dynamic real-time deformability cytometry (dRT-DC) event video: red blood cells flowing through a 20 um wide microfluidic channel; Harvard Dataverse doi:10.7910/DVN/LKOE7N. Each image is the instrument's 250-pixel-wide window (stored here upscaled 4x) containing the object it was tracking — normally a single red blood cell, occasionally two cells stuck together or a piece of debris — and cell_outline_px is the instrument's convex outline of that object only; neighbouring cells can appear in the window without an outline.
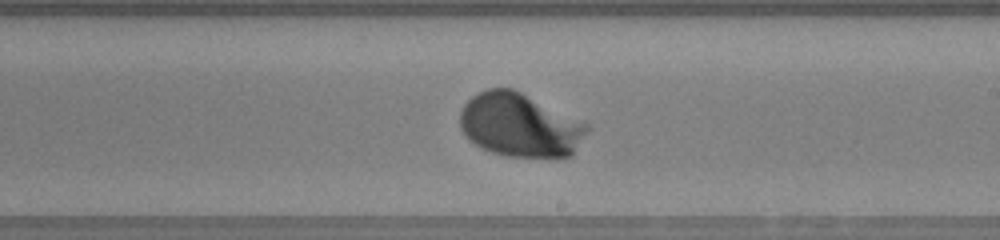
{"species": "human", "species_latin": "Homo sapiens", "temperature_condition": "warm", "stored_images_in_passage": 48, "camera_frame_rate_fps": 3000, "um_per_image_px": 0.085, "donor": {"sex": "female"}, "frame": {"image": 1, "passage_image": 27, "time_ms": 8.667, "image_size_px": [1000, 240], "cell_outline_px": [[588, 132], [572, 156], [508, 156], [492, 152], [468, 140], [460, 128], [460, 112], [464, 104], [472, 96], [488, 88], [512, 88], [588, 124]], "centroid_in_image_um": [44.17, 10.63], "position_along_channel_um": 244.8, "area_um2": 46.64}}
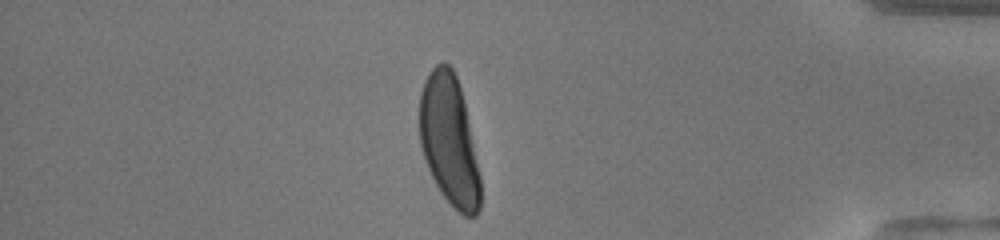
{"frame": {"image": 2, "passage_image": 41, "time_ms": 13.333, "image_size_px": [1000, 240], "cell_outline_px": [[480, 208], [476, 216], [464, 216], [440, 192], [424, 160], [420, 144], [420, 92], [424, 80], [428, 72], [436, 64], [444, 60], [452, 68], [456, 76], [460, 88], [464, 104], [480, 176]], "centroid_in_image_um": [38.16, 11.91], "position_along_channel_um": 397.0, "area_um2": 45.66}}
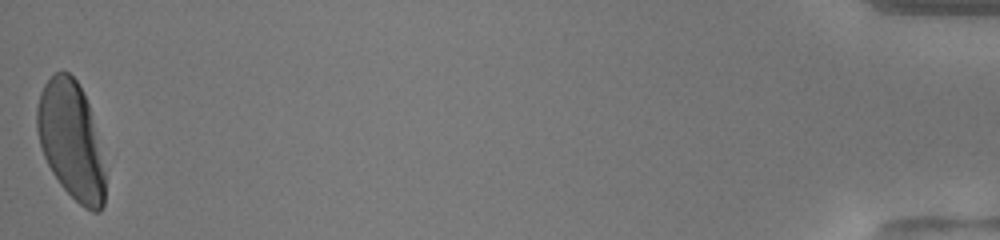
{"frame": {"image": 3, "passage_image": 48, "time_ms": 15.667, "image_size_px": [1000, 240], "cell_outline_px": [[104, 204], [100, 212], [92, 212], [84, 208], [60, 184], [52, 172], [44, 156], [36, 132], [36, 108], [40, 92], [44, 84], [56, 72], [68, 72], [76, 80], [88, 104], [104, 172]], "centroid_in_image_um": [5.99, 11.94], "position_along_channel_um": 429.2, "area_um2": 45.72}, "authors_computed_cell_mechanics": {"area_um2": 46.6446, "velocity_mm_per_s": 4.1146, "shape_relaxation_time_tau1_ms": 1.6803, "shape_relaxation_time_tau2_ms": null, "deformation_change_tau1": 0.1584, "deformation_change_tau2": null}}